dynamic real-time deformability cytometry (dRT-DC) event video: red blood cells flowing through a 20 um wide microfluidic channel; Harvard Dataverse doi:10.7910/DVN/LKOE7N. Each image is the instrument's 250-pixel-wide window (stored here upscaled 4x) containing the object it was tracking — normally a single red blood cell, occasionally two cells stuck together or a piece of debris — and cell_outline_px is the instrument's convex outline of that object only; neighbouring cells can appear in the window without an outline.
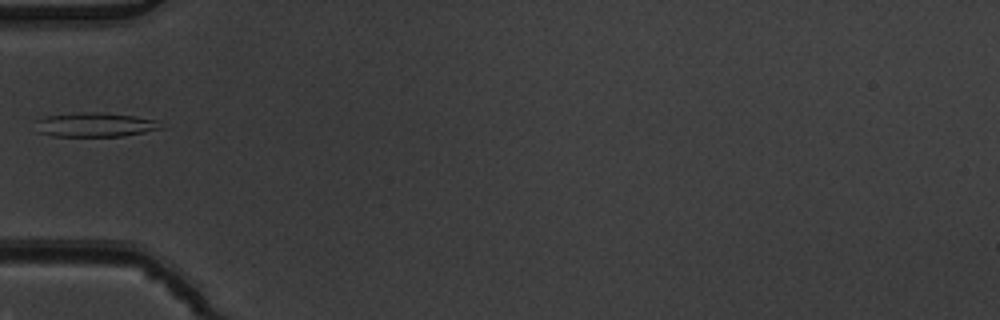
{"species": "common noctule bat (a hibernating species)", "species_latin": "Nyctalus noctula", "temperature_condition": "warm", "stored_images_in_passage": 5, "camera_frame_rate_fps": 3000, "um_per_image_px": 0.085, "animal": {"sex": "male", "body_mass_g": 19.5, "forearm_length_mm": 54.6}, "frame": {"image": 1, "passage_image": 5, "time_ms": 1.333, "image_size_px": [1000, 320], "cell_outline_px": [[164, 128], [124, 136], [52, 136], [36, 132], [36, 120], [44, 116], [80, 112], [100, 112], [132, 116], [160, 120]], "centroid_in_image_um": [8.07, 10.6], "position_along_channel_um": 76.9, "area_um2": 17.92}}